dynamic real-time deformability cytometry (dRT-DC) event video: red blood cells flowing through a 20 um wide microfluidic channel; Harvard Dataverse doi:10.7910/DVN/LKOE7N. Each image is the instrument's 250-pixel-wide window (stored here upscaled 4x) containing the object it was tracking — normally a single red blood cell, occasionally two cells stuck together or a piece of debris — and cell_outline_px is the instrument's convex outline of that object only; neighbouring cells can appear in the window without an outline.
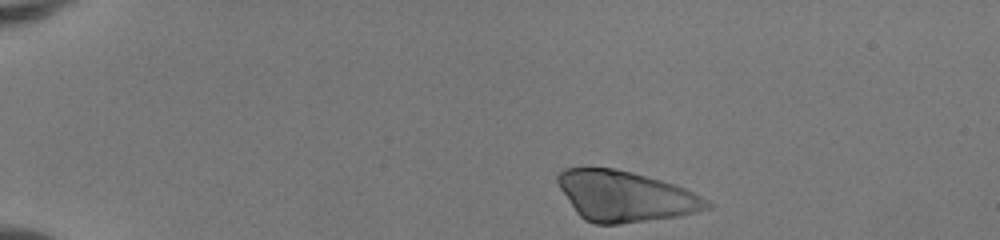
{"species": "human", "species_latin": "Homo sapiens", "temperature_condition": "room temperature", "stored_images_in_passage": 42, "camera_frame_rate_fps": 3000, "um_per_image_px": 0.085, "donor": {"sex": "female"}, "frame": {"image": 1, "passage_image": 1, "time_ms": 0.0, "image_size_px": [1000, 240], "cell_outline_px": [[712, 208], [680, 216], [616, 224], [596, 224], [584, 220], [576, 212], [560, 188], [556, 180], [556, 176], [564, 168], [616, 168], [632, 172], [676, 184], [708, 200], [712, 204]], "centroid_in_image_um": [53.15, 16.67], "position_along_channel_um": 31.8, "area_um2": 43.75}}
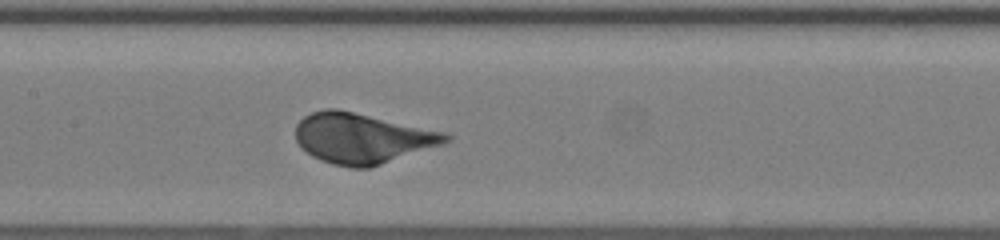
{"frame": {"image": 2, "passage_image": 18, "time_ms": 5.667, "image_size_px": [1000, 240], "cell_outline_px": [[452, 140], [444, 144], [368, 168], [352, 168], [332, 164], [320, 160], [312, 156], [300, 148], [296, 140], [296, 124], [304, 116], [312, 112], [328, 108], [336, 108], [448, 132], [452, 136]], "centroid_in_image_um": [30.8, 11.75], "position_along_channel_um": 176.6, "area_um2": 44.33}}
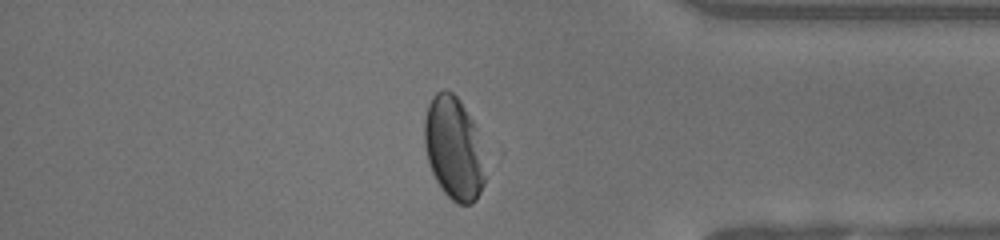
{"frame": {"image": 3, "passage_image": 35, "time_ms": 11.333, "image_size_px": [1000, 240], "cell_outline_px": [[484, 184], [476, 200], [472, 204], [456, 204], [444, 192], [436, 180], [432, 172], [428, 160], [424, 144], [424, 120], [428, 104], [432, 96], [436, 92], [444, 88], [452, 92], [460, 100], [472, 120], [476, 128], [484, 176]], "centroid_in_image_um": [38.52, 12.58], "position_along_channel_um": 396.7, "area_um2": 36.01}, "authors_computed_cell_mechanics": {"area_um2": 42.3963, "velocity_mm_per_s": 4.1161, "shape_relaxation_time_tau1_ms": 2.0798, "shape_relaxation_time_tau2_ms": null, "deformation_change_tau1": 0.13, "deformation_change_tau2": null}}